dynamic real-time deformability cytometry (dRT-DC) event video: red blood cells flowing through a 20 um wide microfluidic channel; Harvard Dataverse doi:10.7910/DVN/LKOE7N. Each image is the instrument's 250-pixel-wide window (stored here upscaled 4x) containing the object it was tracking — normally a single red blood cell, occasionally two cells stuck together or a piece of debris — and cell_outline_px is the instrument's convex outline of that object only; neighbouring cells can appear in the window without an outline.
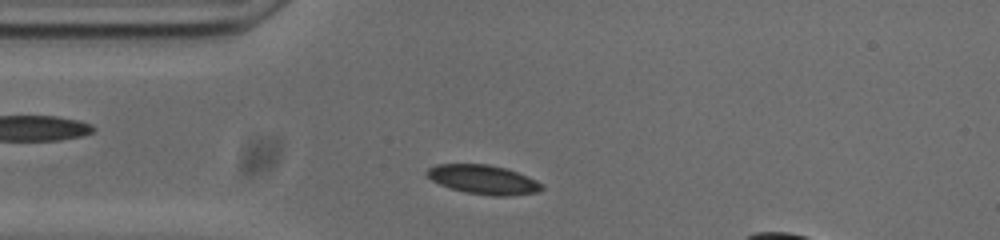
{"species": "common noctule bat (a hibernating species)", "species_latin": "Nyctalus noctula", "temperature_condition": "cold", "stored_images_in_passage": 38, "camera_frame_rate_fps": 3000, "um_per_image_px": 0.085, "animal": {"sex": "male", "body_mass_g": 20.0, "forearm_length_mm": 53.3}, "frame": {"image": 1, "passage_image": 4, "time_ms": 1.0, "image_size_px": [1000, 240], "cell_outline_px": [[544, 188], [540, 192], [508, 196], [492, 196], [464, 192], [440, 184], [432, 180], [424, 172], [428, 168], [436, 164], [488, 164], [504, 168], [516, 172], [536, 180], [544, 184]], "centroid_in_image_um": [41.1, 15.27], "position_along_channel_um": 43.9, "area_um2": 19.54}}
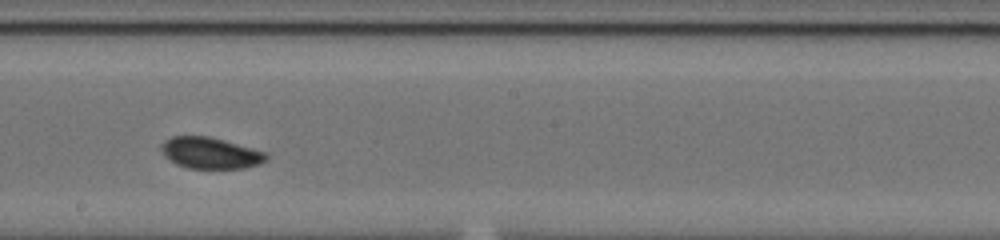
{"frame": {"image": 2, "passage_image": 20, "time_ms": 6.333, "image_size_px": [1000, 240], "cell_outline_px": [[268, 160], [260, 164], [244, 168], [188, 168], [176, 164], [164, 156], [160, 148], [160, 144], [164, 140], [172, 136], [208, 136], [224, 140], [268, 152]], "centroid_in_image_um": [17.89, 13.0], "position_along_channel_um": 230.3, "area_um2": 19.36}}
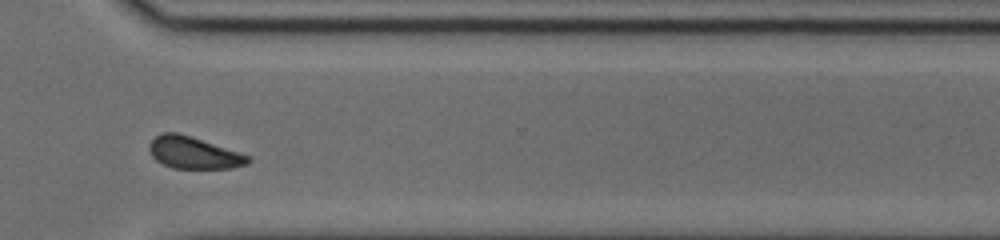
{"frame": {"image": 3, "passage_image": 30, "time_ms": 9.667, "image_size_px": [1000, 240], "cell_outline_px": [[252, 160], [248, 164], [232, 168], [172, 168], [156, 160], [152, 156], [148, 148], [148, 144], [160, 132], [176, 132], [248, 156]], "centroid_in_image_um": [16.4, 12.99], "position_along_channel_um": 354.2, "area_um2": 17.92}, "authors_computed_cell_mechanics": {"area_um2": 18.9006, "velocity_mm_per_s": 3.7025, "shape_relaxation_time_tau1_ms": 3.2055, "shape_relaxation_time_tau2_ms": null, "deformation_change_tau1": 0.0701, "deformation_change_tau2": null}}